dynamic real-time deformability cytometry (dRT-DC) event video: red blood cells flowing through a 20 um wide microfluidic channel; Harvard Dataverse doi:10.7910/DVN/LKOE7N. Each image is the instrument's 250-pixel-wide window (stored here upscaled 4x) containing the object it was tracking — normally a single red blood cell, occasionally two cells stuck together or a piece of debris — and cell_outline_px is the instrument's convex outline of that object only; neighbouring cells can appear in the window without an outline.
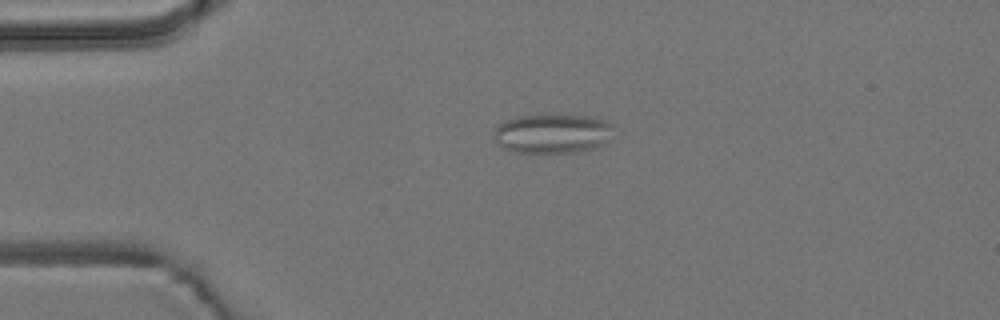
{"species": "common noctule bat (a hibernating species)", "species_latin": "Nyctalus noctula", "temperature_condition": "room temperature", "stored_images_in_passage": 4, "camera_frame_rate_fps": 3000, "um_per_image_px": 0.085, "animal": {"sex": "male", "body_mass_g": 19.2, "forearm_length_mm": 51.8}, "frame": {"image": 1, "passage_image": 2, "time_ms": 1.0, "image_size_px": [1000, 320], "cell_outline_px": [[612, 128], [608, 144], [596, 148], [580, 152], [508, 152], [500, 148], [496, 144], [492, 136], [492, 132], [504, 120], [516, 116], [540, 112], [552, 112], [592, 116], [608, 120], [612, 124]], "centroid_in_image_um": [46.94, 11.3], "position_along_channel_um": 38.1, "area_um2": 29.19}}